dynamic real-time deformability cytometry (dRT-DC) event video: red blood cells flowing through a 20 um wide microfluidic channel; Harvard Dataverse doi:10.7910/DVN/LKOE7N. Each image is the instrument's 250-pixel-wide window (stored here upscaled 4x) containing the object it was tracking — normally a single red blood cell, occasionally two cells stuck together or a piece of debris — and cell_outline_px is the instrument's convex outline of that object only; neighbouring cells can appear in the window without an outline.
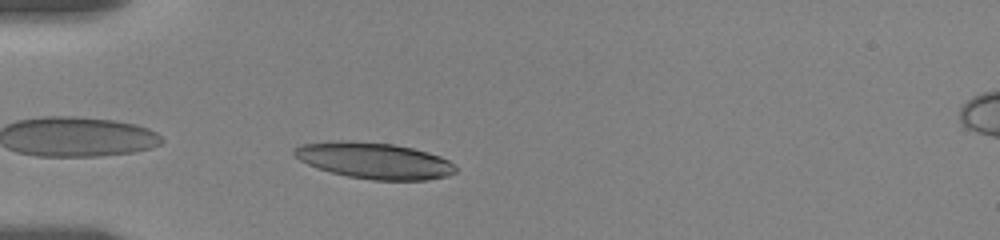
{"species": "human", "species_latin": "Homo sapiens", "temperature_condition": "room temperature", "stored_images_in_passage": 36, "camera_frame_rate_fps": 3000, "um_per_image_px": 0.085, "donor": {"sex": "female"}, "frame": {"image": 1, "passage_image": 2, "time_ms": 0.333, "image_size_px": [1000, 240], "cell_outline_px": [[456, 172], [448, 176], [428, 180], [372, 180], [348, 176], [316, 168], [300, 160], [292, 152], [292, 148], [300, 144], [340, 140], [348, 140], [396, 144], [428, 152], [440, 156], [448, 160], [456, 168]], "centroid_in_image_um": [31.8, 13.64], "position_along_channel_um": 53.2, "area_um2": 34.22}}
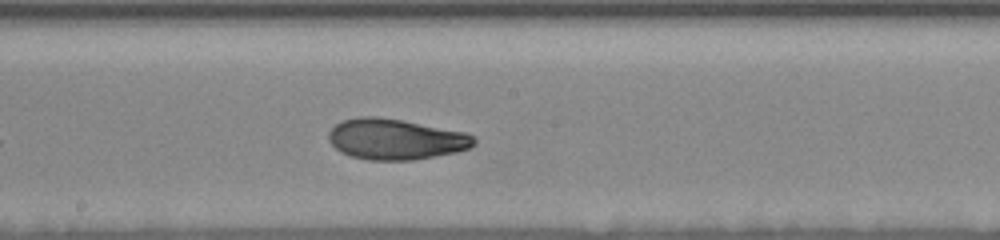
{"frame": {"image": 2, "passage_image": 17, "time_ms": 5.333, "image_size_px": [1000, 240], "cell_outline_px": [[476, 144], [468, 148], [456, 152], [412, 160], [368, 160], [352, 156], [340, 152], [328, 140], [328, 132], [336, 124], [344, 120], [360, 116], [376, 116], [400, 120], [464, 132], [472, 136], [476, 140]], "centroid_in_image_um": [33.59, 11.83], "position_along_channel_um": 214.6, "area_um2": 34.22}}
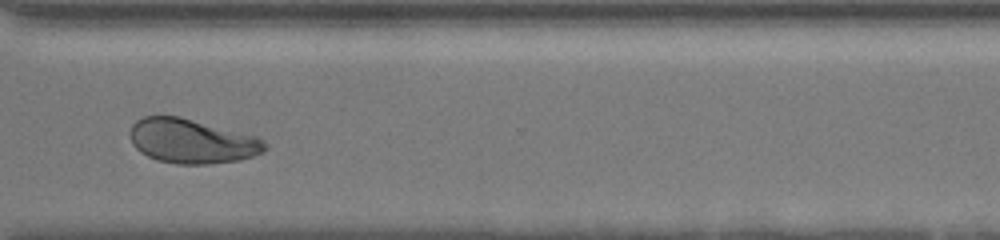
{"frame": {"image": 3, "passage_image": 29, "time_ms": 9.333, "image_size_px": [1000, 240], "cell_outline_px": [[268, 148], [264, 152], [240, 160], [208, 164], [176, 164], [156, 160], [140, 152], [132, 144], [132, 124], [136, 120], [144, 116], [180, 116], [256, 136], [264, 140], [268, 144]], "centroid_in_image_um": [16.34, 12.0], "position_along_channel_um": 354.3, "area_um2": 34.97}, "authors_computed_cell_mechanics": {"area_um2": 34.2754, "velocity_mm_per_s": 3.5026, "shape_relaxation_time_tau1_ms": 5.9226, "shape_relaxation_time_tau2_ms": 1.9192, "deformation_change_tau1": 0.1881, "deformation_change_tau2": 0.075}}